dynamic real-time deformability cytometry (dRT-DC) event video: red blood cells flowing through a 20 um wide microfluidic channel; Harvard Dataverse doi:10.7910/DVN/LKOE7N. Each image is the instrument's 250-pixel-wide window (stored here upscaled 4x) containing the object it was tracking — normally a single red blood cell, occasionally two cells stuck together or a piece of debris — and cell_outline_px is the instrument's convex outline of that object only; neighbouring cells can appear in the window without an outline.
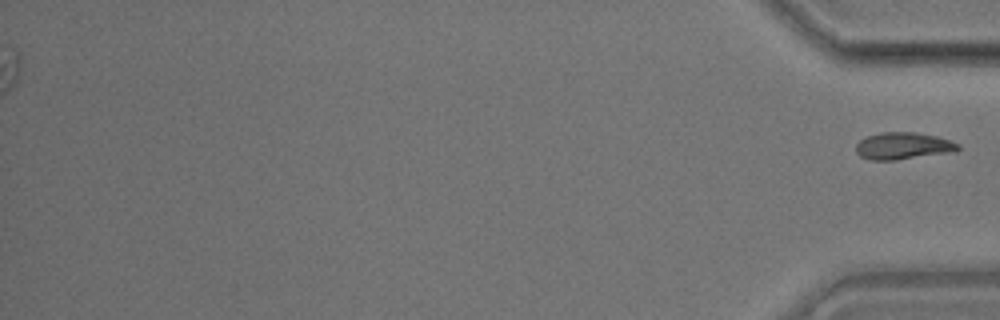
{"species": "common noctule bat (a hibernating species)", "species_latin": "Nyctalus noctula", "temperature_condition": "room temperature", "stored_images_in_passage": 25, "segment_of_instrument_passage": [2, 2], "camera_frame_rate_fps": 3000, "um_per_image_px": 0.085, "animal": {"sex": "male", "body_mass_g": 17.9}, "frame": {"image": 1, "passage_image": 25, "time_ms": 8.0, "image_size_px": [1000, 320], "cell_outline_px": [[960, 148], [956, 152], [896, 160], [868, 160], [860, 156], [856, 152], [856, 144], [864, 136], [880, 132], [916, 132], [936, 136], [952, 140], [960, 144]], "centroid_in_image_um": [76.78, 12.4], "position_along_channel_um": 358.4, "area_um2": 16.47}}